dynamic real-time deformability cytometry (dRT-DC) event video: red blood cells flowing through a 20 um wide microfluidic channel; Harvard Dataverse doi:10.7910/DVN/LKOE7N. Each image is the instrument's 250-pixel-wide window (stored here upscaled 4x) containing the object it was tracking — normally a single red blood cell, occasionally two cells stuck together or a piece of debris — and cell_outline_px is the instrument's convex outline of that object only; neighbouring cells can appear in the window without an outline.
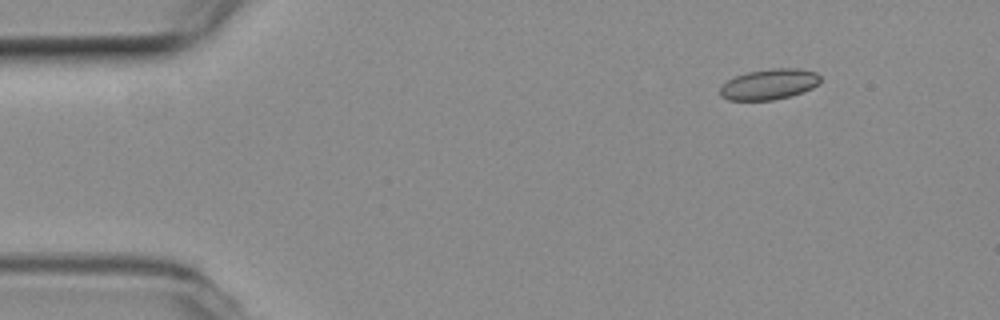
{"species": "common noctule bat (a hibernating species)", "species_latin": "Nyctalus noctula", "temperature_condition": "room temperature", "stored_images_in_passage": 13, "camera_frame_rate_fps": 3000, "um_per_image_px": 0.085, "animal": {"sex": "female", "body_mass_g": 19.3, "forearm_length_mm": 54.1}, "frame": {"image": 1, "passage_image": 1, "time_ms": 0.0, "image_size_px": [1000, 320], "cell_outline_px": [[820, 84], [804, 92], [772, 100], [728, 100], [720, 96], [720, 88], [728, 80], [736, 76], [748, 72], [772, 68], [796, 68], [816, 72], [820, 76]], "centroid_in_image_um": [65.4, 7.16], "position_along_channel_um": 19.6, "area_um2": 17.86}}
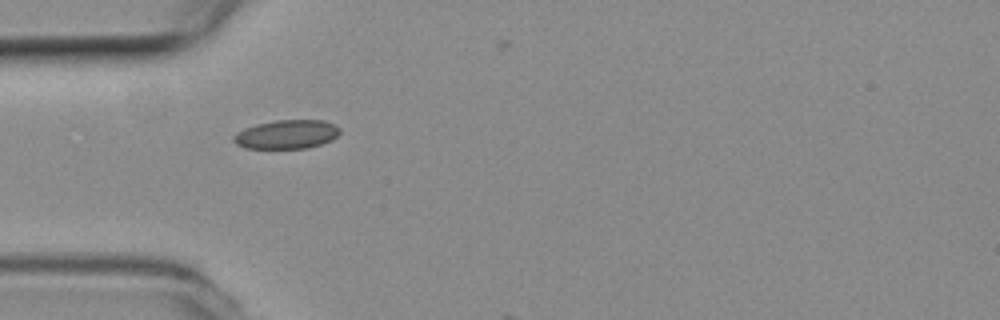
{"frame": {"image": 2, "passage_image": 11, "time_ms": 3.333, "image_size_px": [1000, 320], "cell_outline_px": [[340, 132], [332, 140], [320, 144], [304, 148], [244, 148], [236, 144], [232, 140], [232, 136], [236, 132], [244, 128], [256, 124], [276, 120], [324, 120], [340, 128]], "centroid_in_image_um": [24.32, 11.41], "position_along_channel_um": 60.7, "area_um2": 17.86}}